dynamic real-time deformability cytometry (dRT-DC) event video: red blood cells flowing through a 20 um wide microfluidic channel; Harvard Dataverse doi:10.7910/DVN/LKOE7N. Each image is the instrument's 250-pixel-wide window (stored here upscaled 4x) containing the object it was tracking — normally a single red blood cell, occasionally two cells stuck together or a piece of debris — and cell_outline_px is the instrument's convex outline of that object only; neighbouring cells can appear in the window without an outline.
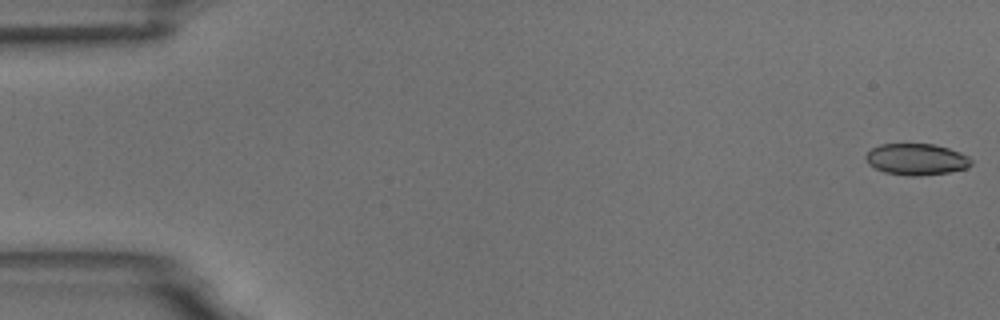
{"species": "common noctule bat (a hibernating species)", "species_latin": "Nyctalus noctula", "temperature_condition": "room temperature", "stored_images_in_passage": 5, "camera_frame_rate_fps": 3000, "um_per_image_px": 0.085, "animal": {"sex": "male", "body_mass_g": 18.8}, "frame": {"image": 1, "passage_image": 1, "time_ms": 0.0, "image_size_px": [1000, 320], "cell_outline_px": [[972, 164], [968, 168], [948, 172], [920, 176], [912, 176], [884, 172], [868, 164], [864, 156], [872, 148], [880, 144], [936, 144], [960, 152], [968, 156], [972, 160]], "centroid_in_image_um": [77.91, 13.54], "position_along_channel_um": 7.1, "area_um2": 19.36}}
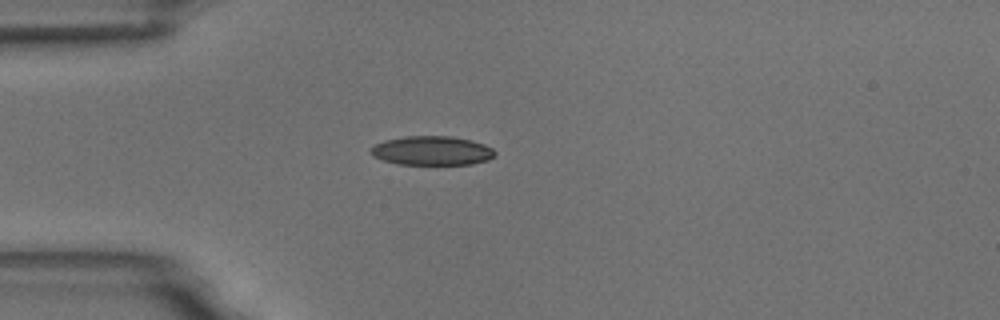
{"frame": {"image": 2, "passage_image": 5, "time_ms": 4.667, "image_size_px": [1000, 320], "cell_outline_px": [[496, 156], [488, 160], [472, 164], [400, 164], [384, 160], [372, 156], [372, 148], [376, 144], [384, 140], [404, 136], [452, 136], [472, 140], [484, 144], [492, 148], [496, 152]], "centroid_in_image_um": [36.77, 12.8], "position_along_channel_um": 48.2, "area_um2": 21.04}}